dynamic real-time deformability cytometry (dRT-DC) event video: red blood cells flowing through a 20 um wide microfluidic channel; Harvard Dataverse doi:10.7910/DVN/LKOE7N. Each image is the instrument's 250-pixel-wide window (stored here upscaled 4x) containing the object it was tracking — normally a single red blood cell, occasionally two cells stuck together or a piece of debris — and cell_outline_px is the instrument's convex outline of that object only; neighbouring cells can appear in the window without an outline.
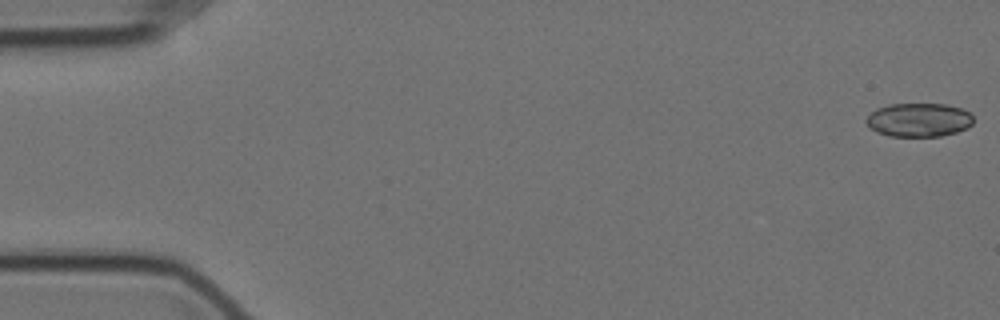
{"species": "Egyptian fruit bat (a non-hibernating species)", "species_latin": "Rousettus aegyptiacus", "temperature_condition": "cold", "stored_images_in_passage": 58, "camera_frame_rate_fps": 3000, "um_per_image_px": 0.085, "animal": {"sex": "female"}, "frame": {"image": 1, "passage_image": 1, "time_ms": 0.0, "image_size_px": [1000, 320], "cell_outline_px": [[972, 124], [956, 132], [936, 136], [892, 136], [880, 132], [872, 128], [868, 124], [868, 116], [872, 112], [880, 108], [896, 104], [940, 104], [960, 108], [968, 112], [972, 116]], "centroid_in_image_um": [78.13, 10.19], "position_along_channel_um": 6.9, "area_um2": 20.23}}
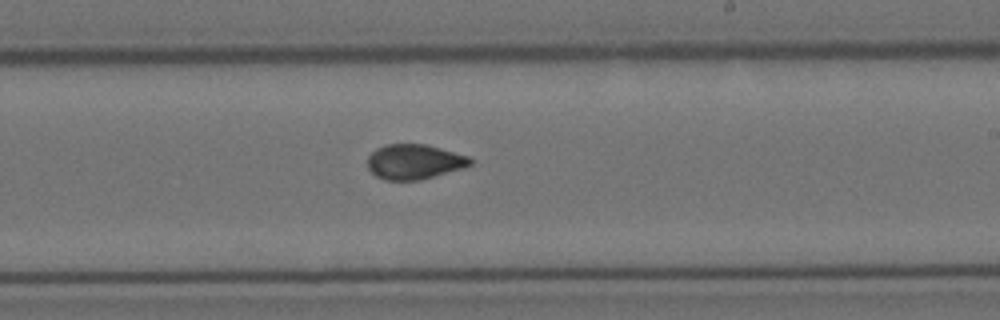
{"frame": {"image": 2, "passage_image": 34, "time_ms": 11.0, "image_size_px": [1000, 320], "cell_outline_px": [[472, 164], [428, 176], [412, 180], [388, 180], [372, 172], [368, 168], [368, 156], [372, 152], [388, 144], [420, 144], [436, 148], [464, 156], [472, 160]], "centroid_in_image_um": [35.11, 13.73], "position_along_channel_um": 253.9, "area_um2": 19.48}}
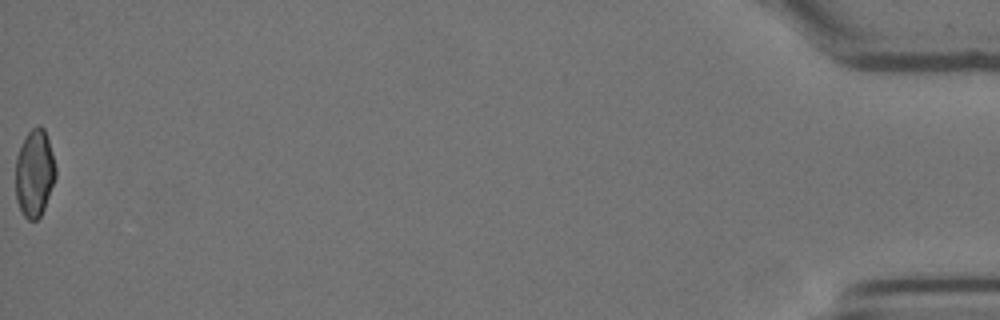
{"frame": {"image": 3, "passage_image": 58, "time_ms": 19.0, "image_size_px": [1000, 320], "cell_outline_px": [[56, 176], [44, 208], [40, 216], [36, 220], [28, 220], [24, 216], [20, 208], [16, 196], [16, 160], [20, 148], [28, 132], [32, 128], [44, 128], [48, 140], [56, 168]], "centroid_in_image_um": [2.94, 14.76], "position_along_channel_um": 432.3, "area_um2": 19.88}, "authors_computed_cell_mechanics": {"area_um2": 19.8543, "velocity_mm_per_s": 3.5033, "shape_relaxation_time_tau1_ms": null, "shape_relaxation_time_tau2_ms": 1.7838, "deformation_change_tau1": null, "deformation_change_tau2": 0.0614}}